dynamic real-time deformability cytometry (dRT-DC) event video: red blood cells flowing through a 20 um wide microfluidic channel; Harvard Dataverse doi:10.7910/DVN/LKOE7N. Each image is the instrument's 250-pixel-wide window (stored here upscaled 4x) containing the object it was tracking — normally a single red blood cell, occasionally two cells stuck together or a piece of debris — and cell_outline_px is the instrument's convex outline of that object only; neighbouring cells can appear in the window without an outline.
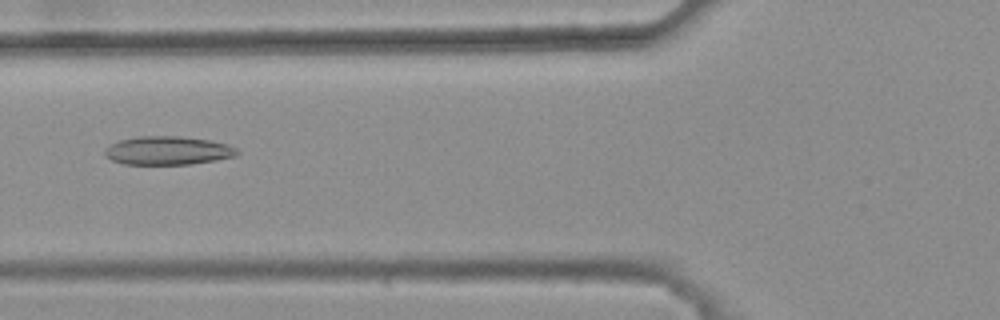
{"species": "common noctule bat (a hibernating species)", "species_latin": "Nyctalus noctula", "temperature_condition": "warm", "stored_images_in_passage": 47, "camera_frame_rate_fps": 3000, "um_per_image_px": 0.085, "animal": {"sex": "female", "body_mass_g": 25.1}, "frame": {"image": 1, "passage_image": 20, "time_ms": 6.333, "image_size_px": [1000, 320], "cell_outline_px": [[240, 152], [236, 156], [216, 160], [192, 164], [124, 164], [112, 160], [104, 156], [104, 152], [112, 144], [120, 140], [136, 136], [180, 136], [208, 140], [228, 144], [236, 148]], "centroid_in_image_um": [14.29, 12.8], "position_along_channel_um": 111.5, "area_um2": 21.96}}
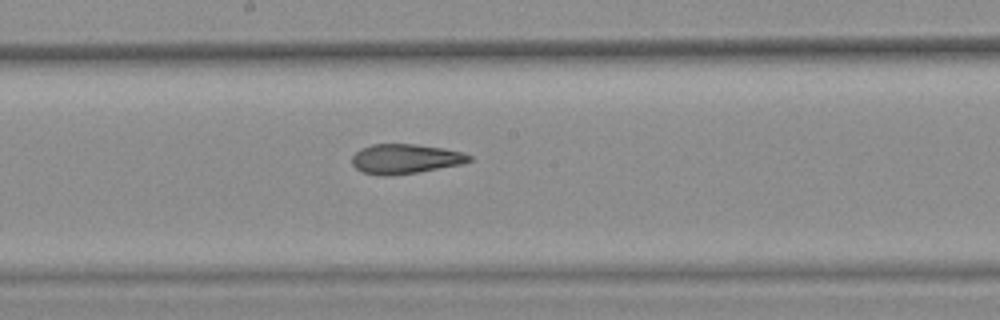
{"frame": {"image": 2, "passage_image": 28, "time_ms": 9.0, "image_size_px": [1000, 320], "cell_outline_px": [[472, 160], [464, 164], [416, 172], [388, 176], [380, 176], [364, 172], [356, 168], [352, 164], [352, 156], [360, 148], [372, 144], [416, 144], [444, 148], [464, 152], [472, 156]], "centroid_in_image_um": [34.47, 13.5], "position_along_channel_um": 213.7, "area_um2": 20.4}}
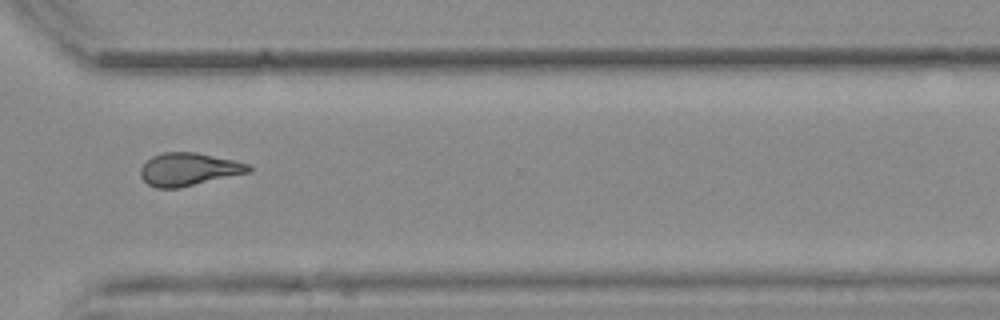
{"frame": {"image": 3, "passage_image": 39, "time_ms": 12.667, "image_size_px": [1000, 320], "cell_outline_px": [[252, 168], [248, 172], [180, 188], [156, 188], [148, 184], [140, 176], [140, 168], [152, 156], [164, 152], [196, 152], [232, 160], [248, 164]], "centroid_in_image_um": [15.99, 14.39], "position_along_channel_um": 354.6, "area_um2": 20.46}, "authors_computed_cell_mechanics": {"area_um2": 20.808, "velocity_mm_per_s": 3.8342, "shape_relaxation_time_tau1_ms": null, "shape_relaxation_time_tau2_ms": 2.8604, "deformation_change_tau1": null, "deformation_change_tau2": 0.1097}}